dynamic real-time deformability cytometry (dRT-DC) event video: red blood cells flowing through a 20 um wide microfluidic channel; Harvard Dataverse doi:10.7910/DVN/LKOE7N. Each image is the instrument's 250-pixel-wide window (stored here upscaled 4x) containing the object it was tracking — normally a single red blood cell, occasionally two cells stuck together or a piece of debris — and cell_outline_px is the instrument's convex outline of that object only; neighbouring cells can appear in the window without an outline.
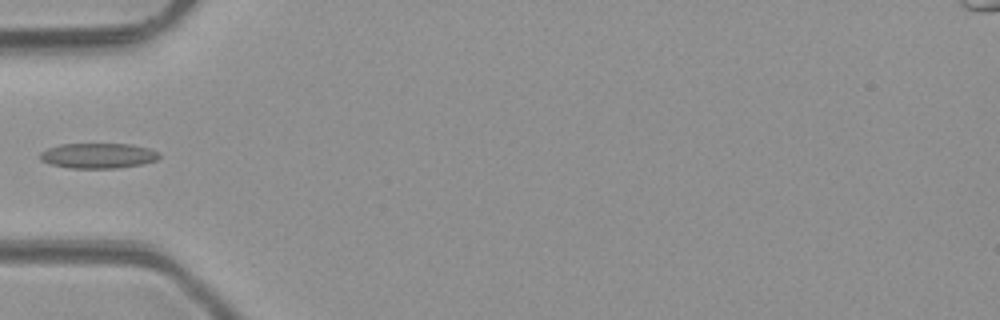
{"species": "common noctule bat (a hibernating species)", "species_latin": "Nyctalus noctula", "temperature_condition": "room temperature", "stored_images_in_passage": 5, "camera_frame_rate_fps": 3000, "um_per_image_px": 0.085, "animal": {"sex": "male", "body_mass_g": 23.1, "forearm_length_mm": 52.7}, "frame": {"image": 1, "passage_image": 5, "time_ms": 4.667, "image_size_px": [1000, 320], "cell_outline_px": [[160, 156], [156, 160], [140, 164], [116, 168], [68, 168], [52, 164], [40, 160], [40, 152], [48, 148], [60, 144], [132, 144], [148, 148], [156, 152]], "centroid_in_image_um": [8.3, 13.23], "position_along_channel_um": 76.7, "area_um2": 17.34}}